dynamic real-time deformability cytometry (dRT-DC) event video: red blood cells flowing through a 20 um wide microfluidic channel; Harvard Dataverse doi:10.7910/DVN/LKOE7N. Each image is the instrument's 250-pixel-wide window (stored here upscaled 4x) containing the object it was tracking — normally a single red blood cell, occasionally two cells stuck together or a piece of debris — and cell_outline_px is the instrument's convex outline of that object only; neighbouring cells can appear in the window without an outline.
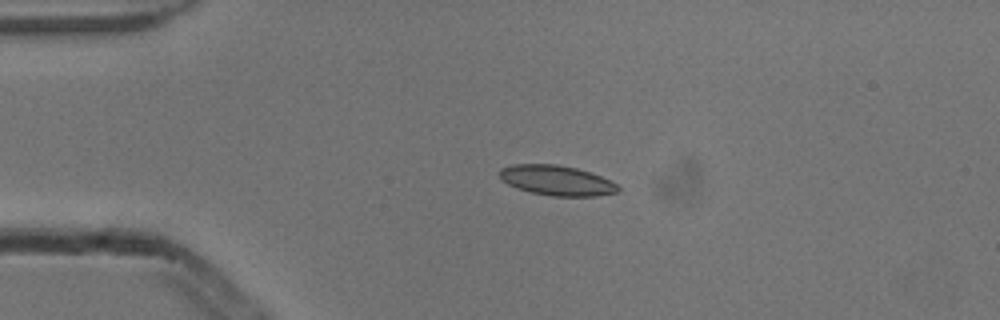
{"species": "common noctule bat (a hibernating species)", "species_latin": "Nyctalus noctula", "temperature_condition": "cold", "stored_images_in_passage": 4, "camera_frame_rate_fps": 3000, "um_per_image_px": 0.085, "animal": {"sex": "male", "body_mass_g": 13.3}, "frame": {"image": 1, "passage_image": 3, "time_ms": 0.667, "image_size_px": [1000, 320], "cell_outline_px": [[620, 192], [596, 196], [552, 196], [532, 192], [516, 188], [500, 180], [500, 168], [512, 164], [556, 164], [576, 168], [600, 176], [616, 184], [620, 188]], "centroid_in_image_um": [47.29, 15.34], "position_along_channel_um": 37.7, "area_um2": 20.69}}